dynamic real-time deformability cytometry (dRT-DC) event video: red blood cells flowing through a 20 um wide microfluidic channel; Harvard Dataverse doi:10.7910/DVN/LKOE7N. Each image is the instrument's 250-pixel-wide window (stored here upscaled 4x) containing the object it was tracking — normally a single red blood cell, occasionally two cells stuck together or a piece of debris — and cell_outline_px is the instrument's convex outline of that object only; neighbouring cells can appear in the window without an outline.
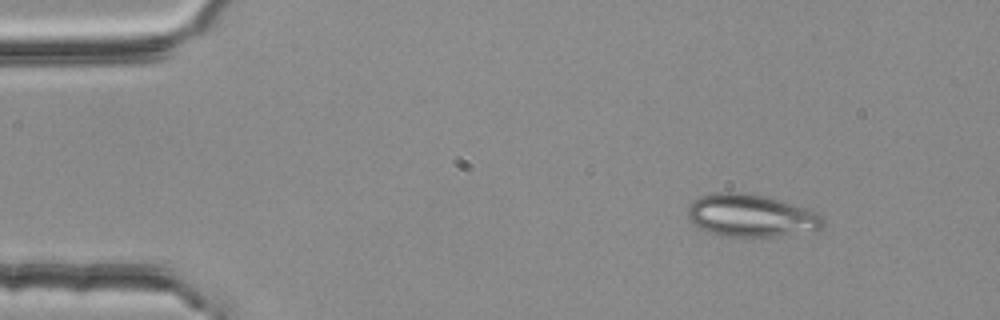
{"species": "common noctule bat (a hibernating species)", "species_latin": "Nyctalus noctula", "temperature_condition": "room temperature", "stored_images_in_passage": 3, "camera_frame_rate_fps": 3000, "um_per_image_px": 0.085, "animal": {"sex": "female", "body_mass_g": 25.1}, "frame": {"image": 1, "passage_image": 1, "time_ms": 0.0, "image_size_px": [1000, 320], "cell_outline_px": [[824, 228], [820, 232], [752, 240], [744, 240], [724, 236], [700, 228], [692, 224], [688, 216], [688, 204], [704, 196], [720, 192], [748, 192], [764, 196], [792, 204], [816, 212], [824, 220]], "centroid_in_image_um": [63.92, 18.4], "position_along_channel_um": 21.1, "area_um2": 34.68}}